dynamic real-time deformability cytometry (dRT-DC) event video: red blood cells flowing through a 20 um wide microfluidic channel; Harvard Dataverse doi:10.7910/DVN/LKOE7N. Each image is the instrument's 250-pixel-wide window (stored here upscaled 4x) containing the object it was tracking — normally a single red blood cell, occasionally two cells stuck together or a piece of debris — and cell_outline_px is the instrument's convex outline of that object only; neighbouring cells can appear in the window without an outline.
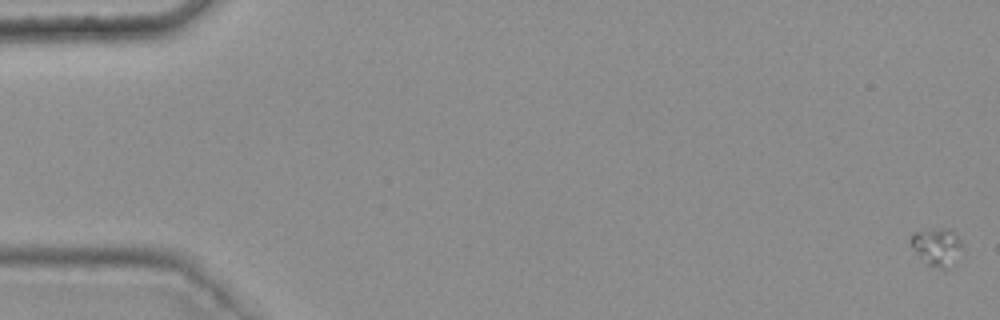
{"species": "common noctule bat (a hibernating species)", "species_latin": "Nyctalus noctula", "temperature_condition": "warm", "stored_images_in_passage": 48, "camera_frame_rate_fps": 3000, "um_per_image_px": 0.085, "animal": {"sex": "female", "body_mass_g": 25.1}, "frame": {"image": 1, "passage_image": 1, "time_ms": 0.0, "image_size_px": [1000, 320], "cell_outline_px": [[964, 248], [948, 272], [924, 264], [912, 248], [908, 240], [912, 232], [940, 228], [948, 228], [956, 232]], "centroid_in_image_um": [79.64, 21.02], "position_along_channel_um": 5.4, "area_um2": 12.08}}